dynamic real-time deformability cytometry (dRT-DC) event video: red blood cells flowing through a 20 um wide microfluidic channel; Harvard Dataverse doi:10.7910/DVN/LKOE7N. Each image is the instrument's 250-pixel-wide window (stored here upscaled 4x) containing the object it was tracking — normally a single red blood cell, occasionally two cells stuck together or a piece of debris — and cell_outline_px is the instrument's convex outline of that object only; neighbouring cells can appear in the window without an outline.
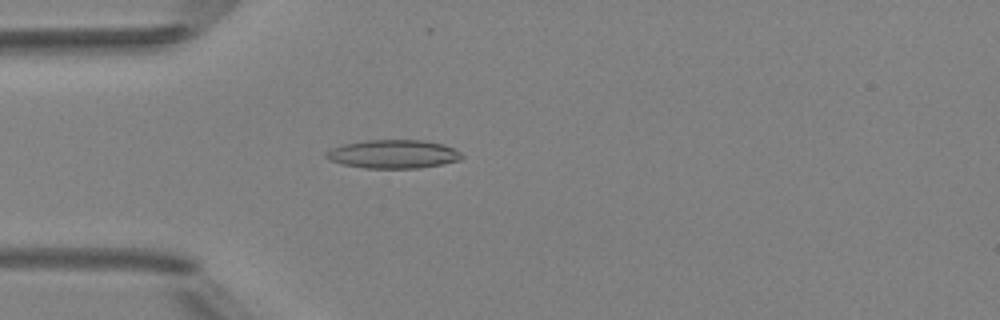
{"species": "Egyptian fruit bat (a non-hibernating species)", "species_latin": "Rousettus aegyptiacus", "temperature_condition": "room temperature", "stored_images_in_passage": 4, "camera_frame_rate_fps": 3000, "um_per_image_px": 0.085, "animal": {"sex": "female"}, "frame": {"image": 1, "passage_image": 4, "time_ms": 4.333, "image_size_px": [1000, 320], "cell_outline_px": [[464, 156], [460, 160], [444, 164], [420, 168], [364, 168], [344, 164], [328, 160], [324, 156], [324, 152], [328, 148], [344, 144], [364, 140], [424, 140], [444, 144], [460, 152]], "centroid_in_image_um": [33.4, 13.09], "position_along_channel_um": 51.6, "area_um2": 22.83}}